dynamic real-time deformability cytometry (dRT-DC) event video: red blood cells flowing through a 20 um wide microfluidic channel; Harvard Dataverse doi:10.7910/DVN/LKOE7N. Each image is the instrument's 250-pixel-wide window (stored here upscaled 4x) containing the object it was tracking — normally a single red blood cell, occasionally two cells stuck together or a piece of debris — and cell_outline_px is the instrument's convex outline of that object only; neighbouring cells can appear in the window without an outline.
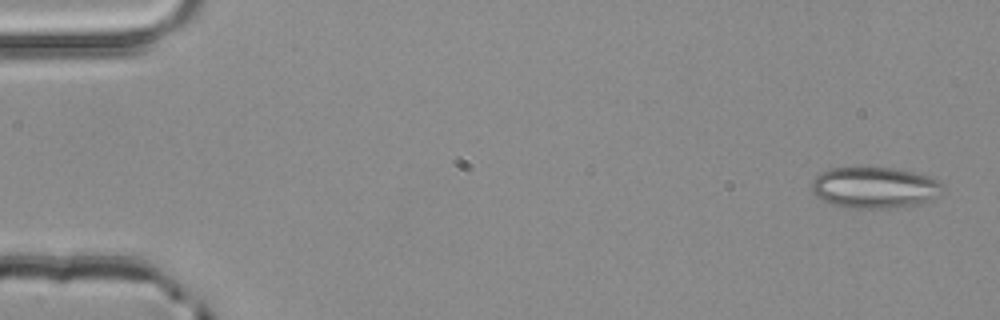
{"species": "common noctule bat (a hibernating species)", "species_latin": "Nyctalus noctula", "temperature_condition": "room temperature", "stored_images_in_passage": 4, "camera_frame_rate_fps": 3000, "um_per_image_px": 0.085, "animal": {"sex": "male", "body_mass_g": 20.4}, "frame": {"image": 1, "passage_image": 1, "time_ms": 0.0, "image_size_px": [1000, 320], "cell_outline_px": [[944, 188], [932, 200], [916, 204], [892, 208], [848, 208], [832, 204], [816, 196], [812, 188], [812, 180], [820, 172], [832, 168], [896, 168], [928, 176], [936, 180]], "centroid_in_image_um": [74.32, 15.95], "position_along_channel_um": 10.7, "area_um2": 31.21}}
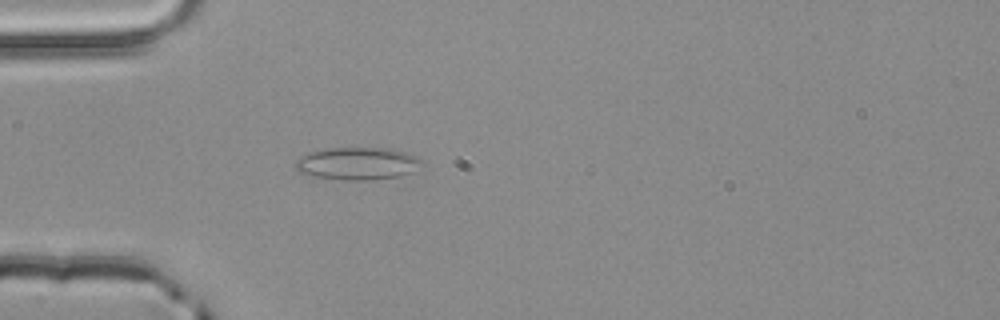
{"frame": {"image": 2, "passage_image": 4, "time_ms": 1.0, "image_size_px": [1000, 320], "cell_outline_px": [[424, 160], [412, 172], [400, 176], [372, 180], [340, 180], [312, 176], [300, 172], [296, 168], [296, 160], [312, 152], [324, 148], [388, 148], [408, 152], [420, 156]], "centroid_in_image_um": [30.45, 13.9], "position_along_channel_um": 54.6, "area_um2": 24.04}}